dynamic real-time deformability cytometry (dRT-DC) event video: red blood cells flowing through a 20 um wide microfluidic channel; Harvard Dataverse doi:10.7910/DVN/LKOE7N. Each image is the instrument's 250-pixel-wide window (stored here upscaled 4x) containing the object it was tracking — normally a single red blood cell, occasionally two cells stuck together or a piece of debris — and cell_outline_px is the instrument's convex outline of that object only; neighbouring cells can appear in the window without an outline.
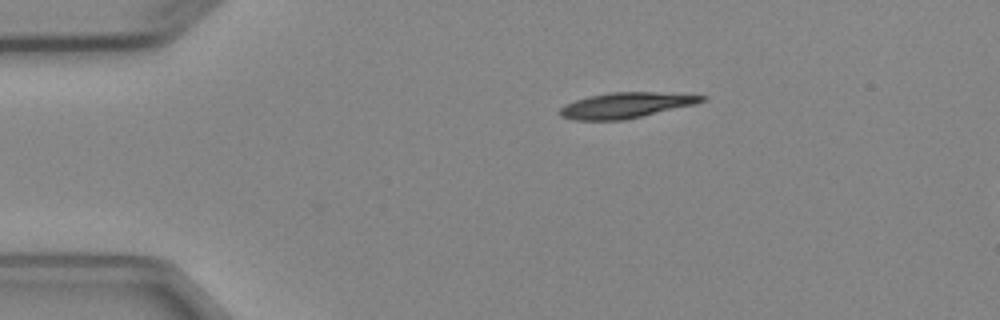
{"species": "Egyptian fruit bat (a non-hibernating species)", "species_latin": "Rousettus aegyptiacus", "temperature_condition": "cold", "stored_images_in_passage": 3, "segment_of_instrument_passage": [1, 2], "camera_frame_rate_fps": 3000, "um_per_image_px": 0.085, "animal": {"sex": "female"}, "frame": {"image": 1, "passage_image": 1, "time_ms": 0.0, "image_size_px": [1000, 320], "cell_outline_px": [[708, 96], [704, 100], [692, 104], [624, 120], [576, 120], [560, 116], [556, 112], [564, 104], [588, 96], [608, 92], [656, 92]], "centroid_in_image_um": [53.09, 8.94], "position_along_channel_um": 31.9, "area_um2": 20.87}}